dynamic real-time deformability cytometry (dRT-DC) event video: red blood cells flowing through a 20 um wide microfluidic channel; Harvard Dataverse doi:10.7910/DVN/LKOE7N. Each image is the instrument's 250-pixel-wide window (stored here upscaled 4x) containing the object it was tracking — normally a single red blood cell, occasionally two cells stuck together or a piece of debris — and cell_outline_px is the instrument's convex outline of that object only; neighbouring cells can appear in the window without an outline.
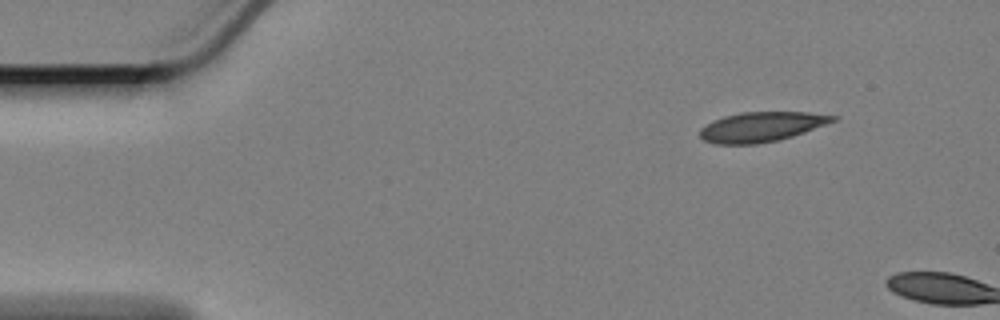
{"species": "Egyptian fruit bat (a non-hibernating species)", "species_latin": "Rousettus aegyptiacus", "temperature_condition": "cold", "stored_images_in_passage": 3, "camera_frame_rate_fps": 3000, "um_per_image_px": 0.085, "animal": {"sex": "female"}, "frame": {"image": 1, "passage_image": 1, "time_ms": 0.0, "image_size_px": [1000, 320], "cell_outline_px": [[840, 116], [836, 120], [804, 132], [792, 136], [776, 140], [756, 144], [716, 144], [704, 140], [700, 136], [700, 128], [712, 120], [724, 116], [740, 112], [808, 112]], "centroid_in_image_um": [64.7, 10.77], "position_along_channel_um": 20.3, "area_um2": 23.0}}